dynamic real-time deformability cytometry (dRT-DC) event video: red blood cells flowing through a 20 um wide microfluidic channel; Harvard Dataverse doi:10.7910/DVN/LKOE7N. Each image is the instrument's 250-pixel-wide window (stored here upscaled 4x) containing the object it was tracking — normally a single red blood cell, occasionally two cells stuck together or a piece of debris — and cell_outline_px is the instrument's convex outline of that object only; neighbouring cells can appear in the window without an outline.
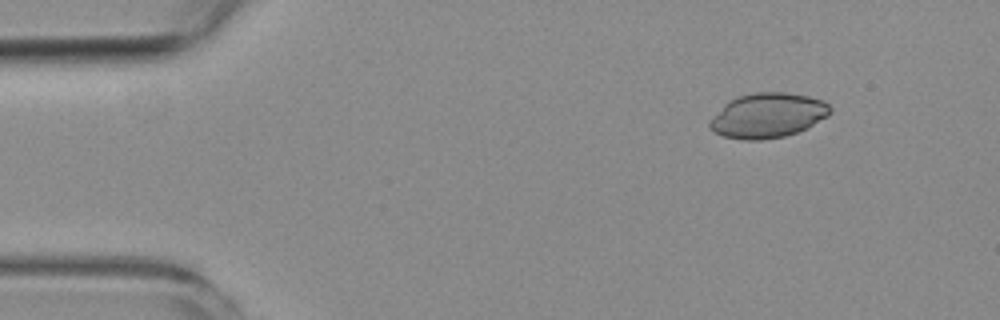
{"species": "common noctule bat (a hibernating species)", "species_latin": "Nyctalus noctula", "temperature_condition": "room temperature", "stored_images_in_passage": 5, "camera_frame_rate_fps": 3000, "um_per_image_px": 0.085, "animal": {"sex": "female", "body_mass_g": 19.3, "forearm_length_mm": 54.1}, "frame": {"image": 1, "passage_image": 1, "time_ms": 0.0, "image_size_px": [1000, 320], "cell_outline_px": [[832, 112], [828, 116], [808, 128], [784, 136], [760, 140], [744, 140], [724, 136], [716, 132], [708, 124], [712, 116], [728, 100], [740, 96], [756, 92], [784, 92], [808, 96], [824, 100], [832, 108]], "centroid_in_image_um": [65.29, 9.8], "position_along_channel_um": 19.7, "area_um2": 31.44}}